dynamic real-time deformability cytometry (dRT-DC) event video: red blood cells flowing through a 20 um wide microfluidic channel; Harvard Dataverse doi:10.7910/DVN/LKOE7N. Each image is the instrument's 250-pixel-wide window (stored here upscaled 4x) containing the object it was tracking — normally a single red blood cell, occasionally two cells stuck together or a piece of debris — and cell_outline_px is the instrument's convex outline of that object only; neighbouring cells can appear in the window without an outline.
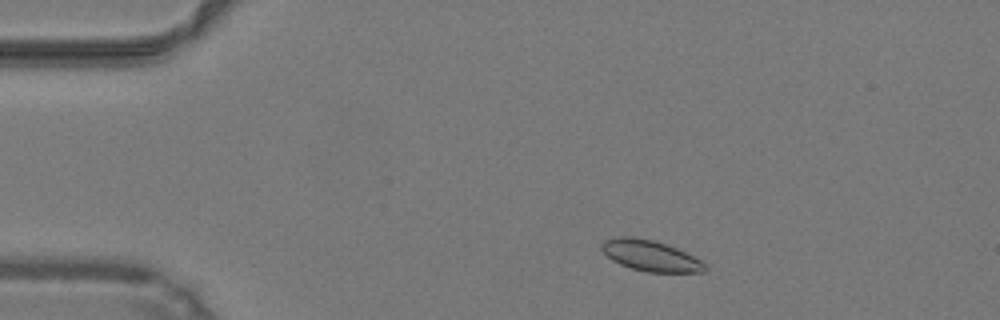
{"species": "common noctule bat (a hibernating species)", "species_latin": "Nyctalus noctula", "temperature_condition": "warm", "stored_images_in_passage": 45, "camera_frame_rate_fps": 3000, "um_per_image_px": 0.085, "animal": {"sex": "male", "body_mass_g": 19.2, "forearm_length_mm": 51.8}, "frame": {"image": 1, "passage_image": 5, "time_ms": 1.333, "image_size_px": [1000, 320], "cell_outline_px": [[708, 268], [704, 272], [648, 272], [632, 268], [620, 264], [612, 260], [600, 248], [600, 244], [604, 240], [620, 236], [632, 236], [652, 240], [668, 244], [700, 260]], "centroid_in_image_um": [55.26, 21.72], "position_along_channel_um": 29.7, "area_um2": 18.44}}
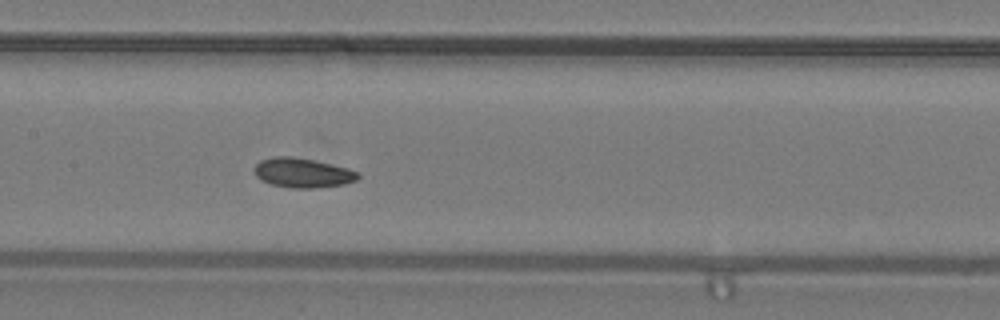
{"frame": {"image": 2, "passage_image": 20, "time_ms": 6.333, "image_size_px": [1000, 320], "cell_outline_px": [[360, 176], [356, 180], [344, 184], [312, 188], [288, 188], [272, 184], [260, 180], [256, 176], [252, 168], [260, 160], [272, 156], [292, 156], [332, 164], [348, 168], [360, 172]], "centroid_in_image_um": [25.69, 14.68], "position_along_channel_um": 181.7, "area_um2": 18.03}}
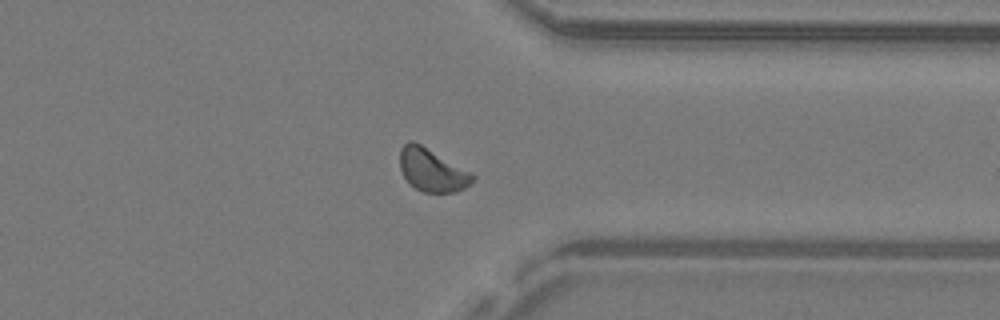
{"frame": {"image": 3, "passage_image": 34, "time_ms": 11.0, "image_size_px": [1000, 320], "cell_outline_px": [[476, 176], [464, 188], [456, 192], [424, 192], [416, 188], [404, 176], [400, 168], [400, 148], [408, 140], [412, 140], [420, 144], [472, 172]], "centroid_in_image_um": [36.72, 14.44], "position_along_channel_um": 374.7, "area_um2": 17.92}, "authors_computed_cell_mechanics": {"area_um2": 17.6868, "velocity_mm_per_s": 4.2233, "shape_relaxation_time_tau1_ms": 1.7106, "shape_relaxation_time_tau2_ms": 3.7655, "deformation_change_tau1": 0.074, "deformation_change_tau2": 0.0817}}